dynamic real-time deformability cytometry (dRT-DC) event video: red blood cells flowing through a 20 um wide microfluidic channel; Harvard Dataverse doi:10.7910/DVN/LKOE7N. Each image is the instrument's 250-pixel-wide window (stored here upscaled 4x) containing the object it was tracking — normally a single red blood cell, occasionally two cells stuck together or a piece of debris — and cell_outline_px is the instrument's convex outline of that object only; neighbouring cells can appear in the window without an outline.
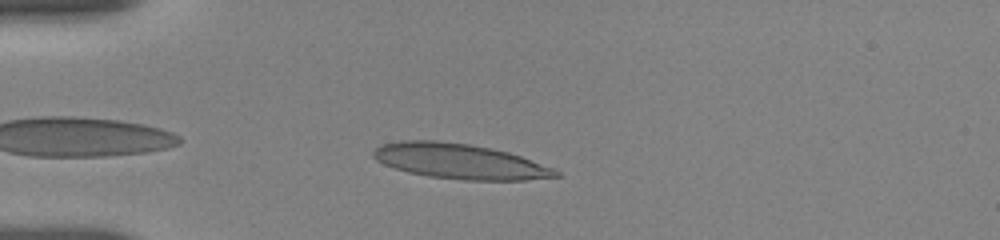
{"species": "human", "species_latin": "Homo sapiens", "temperature_condition": "room temperature", "stored_images_in_passage": 44, "camera_frame_rate_fps": 3000, "um_per_image_px": 0.085, "donor": {"sex": "female"}, "frame": {"image": 1, "passage_image": 4, "time_ms": 1.0, "image_size_px": [1000, 240], "cell_outline_px": [[564, 176], [524, 180], [464, 180], [428, 176], [408, 172], [384, 164], [376, 160], [372, 156], [372, 152], [376, 148], [384, 144], [404, 140], [436, 140], [468, 144], [492, 148], [508, 152], [556, 168]], "centroid_in_image_um": [39.13, 13.72], "position_along_channel_um": 45.9, "area_um2": 37.4}}
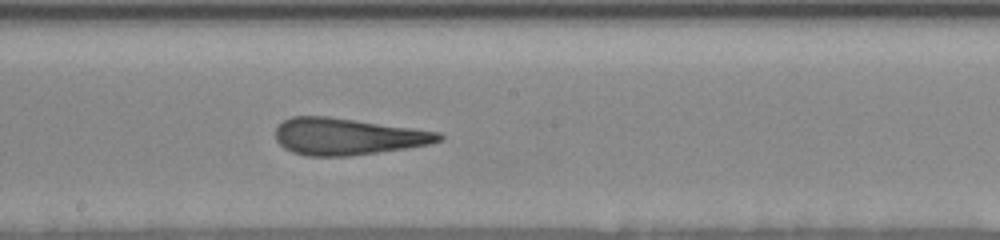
{"frame": {"image": 2, "passage_image": 20, "time_ms": 6.333, "image_size_px": [1000, 240], "cell_outline_px": [[444, 140], [428, 144], [404, 148], [348, 156], [308, 156], [292, 152], [284, 148], [276, 140], [276, 128], [284, 120], [292, 116], [328, 116], [440, 132], [444, 136]], "centroid_in_image_um": [29.52, 11.6], "position_along_channel_um": 218.7, "area_um2": 34.74}}
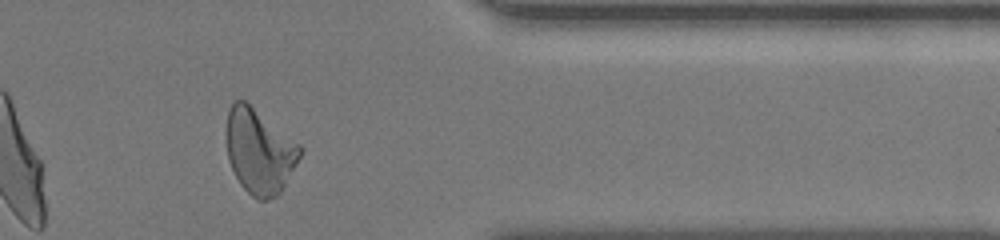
{"frame": {"image": 3, "passage_image": 35, "time_ms": 11.333, "image_size_px": [1000, 240], "cell_outline_px": [[304, 148], [296, 164], [280, 192], [276, 196], [268, 200], [260, 200], [252, 196], [240, 184], [228, 160], [224, 132], [224, 128], [228, 108], [236, 100], [244, 100], [300, 144]], "centroid_in_image_um": [22.01, 12.84], "position_along_channel_um": 389.4, "area_um2": 36.47}, "authors_computed_cell_mechanics": {"area_um2": 35.6048, "velocity_mm_per_s": 3.675, "shape_relaxation_time_tau1_ms": 10.0762, "shape_relaxation_time_tau2_ms": 1.6616, "deformation_change_tau1": 0.2881, "deformation_change_tau2": 0.1163}}